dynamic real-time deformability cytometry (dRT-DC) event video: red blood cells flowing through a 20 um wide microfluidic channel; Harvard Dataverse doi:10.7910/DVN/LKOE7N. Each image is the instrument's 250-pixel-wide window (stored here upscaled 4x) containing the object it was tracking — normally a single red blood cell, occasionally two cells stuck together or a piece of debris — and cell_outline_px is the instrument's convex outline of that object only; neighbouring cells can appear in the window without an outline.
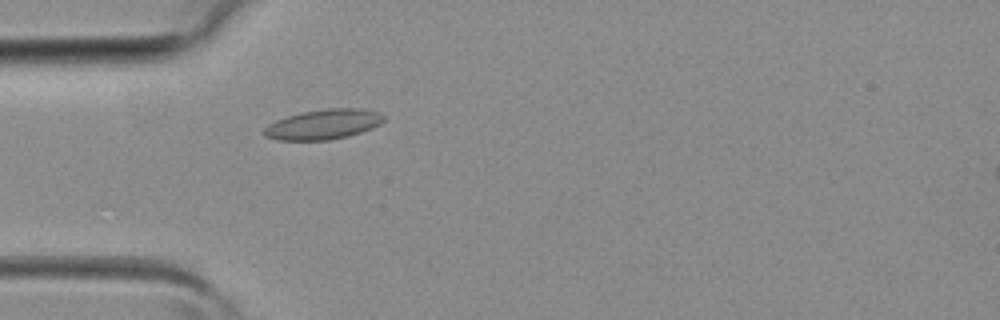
{"species": "common noctule bat (a hibernating species)", "species_latin": "Nyctalus noctula", "temperature_condition": "room temperature", "stored_images_in_passage": 4, "camera_frame_rate_fps": 3000, "um_per_image_px": 0.085, "animal": {"sex": "female", "body_mass_g": 19.3, "forearm_length_mm": 54.1}, "frame": {"image": 1, "passage_image": 4, "time_ms": 1.0, "image_size_px": [1000, 320], "cell_outline_px": [[384, 120], [380, 124], [372, 128], [348, 136], [328, 140], [276, 140], [264, 136], [264, 128], [268, 124], [276, 120], [300, 112], [328, 108], [360, 108], [376, 112], [384, 116]], "centroid_in_image_um": [27.46, 10.57], "position_along_channel_um": 57.5, "area_um2": 20.87}}